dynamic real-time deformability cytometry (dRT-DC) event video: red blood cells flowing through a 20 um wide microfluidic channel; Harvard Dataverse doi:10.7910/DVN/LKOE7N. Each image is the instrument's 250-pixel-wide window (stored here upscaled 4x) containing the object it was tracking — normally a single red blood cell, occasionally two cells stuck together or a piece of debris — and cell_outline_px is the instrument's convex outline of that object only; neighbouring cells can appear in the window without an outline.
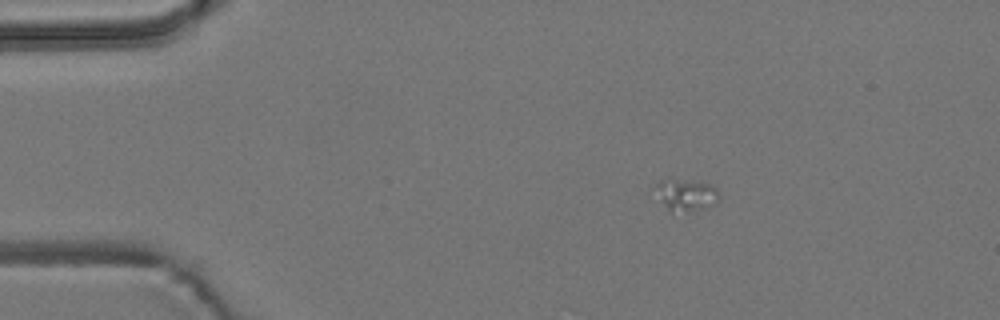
{"species": "common noctule bat (a hibernating species)", "species_latin": "Nyctalus noctula", "temperature_condition": "room temperature", "stored_images_in_passage": 5, "camera_frame_rate_fps": 3000, "um_per_image_px": 0.085, "animal": {"sex": "male", "body_mass_g": 19.2, "forearm_length_mm": 51.8}, "frame": {"image": 1, "passage_image": 3, "time_ms": 2.333, "image_size_px": [1000, 320], "cell_outline_px": [[720, 200], [716, 204], [708, 208], [684, 212], [672, 212], [648, 192], [648, 188], [660, 180], [676, 180], [708, 184], [716, 188], [720, 196]], "centroid_in_image_um": [58.18, 16.59], "position_along_channel_um": 26.8, "area_um2": 12.43}}